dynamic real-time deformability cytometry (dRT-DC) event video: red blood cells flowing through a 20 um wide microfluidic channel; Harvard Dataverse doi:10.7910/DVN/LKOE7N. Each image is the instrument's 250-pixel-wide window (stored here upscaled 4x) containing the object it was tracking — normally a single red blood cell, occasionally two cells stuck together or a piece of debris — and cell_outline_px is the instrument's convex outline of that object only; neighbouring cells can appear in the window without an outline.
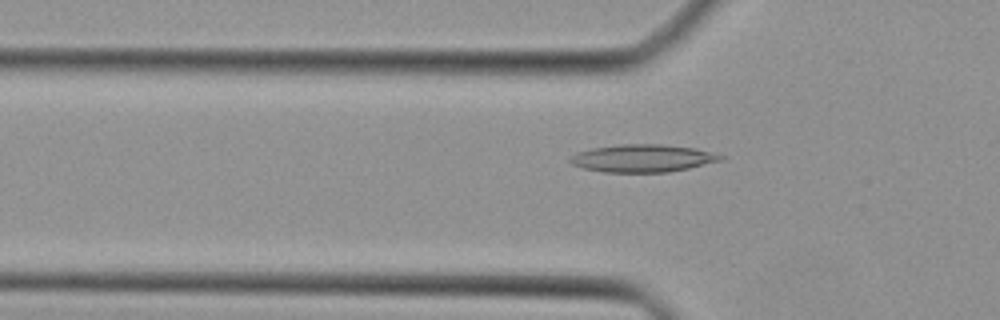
{"species": "Egyptian fruit bat (a non-hibernating species)", "species_latin": "Rousettus aegyptiacus", "temperature_condition": "cold", "stored_images_in_passage": 33, "camera_frame_rate_fps": 3000, "um_per_image_px": 0.085, "animal": {"sex": "female"}, "frame": {"image": 1, "passage_image": 7, "time_ms": 2.0, "image_size_px": [1000, 320], "cell_outline_px": [[728, 156], [720, 160], [688, 168], [668, 172], [604, 172], [584, 168], [572, 164], [568, 160], [576, 152], [592, 148], [620, 144], [660, 144], [696, 148]], "centroid_in_image_um": [54.63, 13.44], "position_along_channel_um": 71.2, "area_um2": 24.16}}
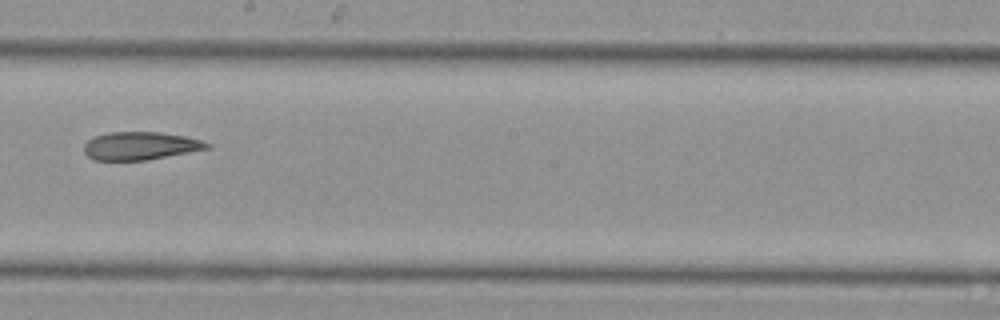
{"frame": {"image": 2, "passage_image": 18, "time_ms": 5.667, "image_size_px": [1000, 320], "cell_outline_px": [[212, 148], [144, 160], [96, 160], [88, 156], [84, 152], [84, 144], [88, 140], [96, 136], [108, 132], [160, 132], [184, 136], [200, 140], [212, 144]], "centroid_in_image_um": [11.94, 12.39], "position_along_channel_um": 236.3, "area_um2": 19.94}}
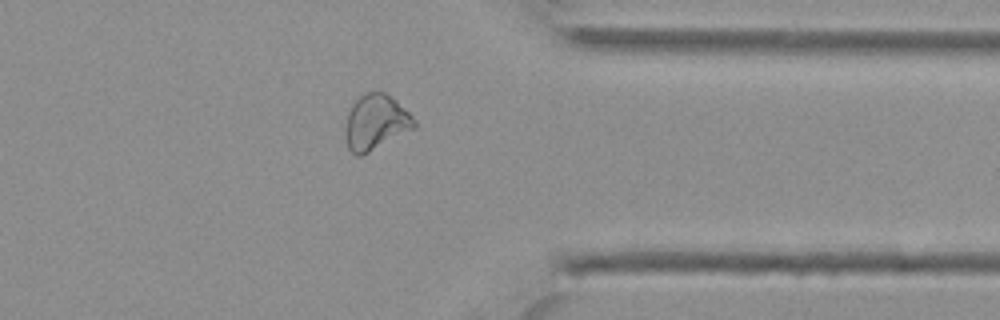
{"frame": {"image": 3, "passage_image": 28, "time_ms": 9.0, "image_size_px": [1000, 320], "cell_outline_px": [[416, 128], [360, 156], [356, 156], [348, 148], [344, 136], [344, 132], [348, 112], [352, 104], [364, 92], [384, 92], [396, 100], [416, 120]], "centroid_in_image_um": [31.92, 10.4], "position_along_channel_um": 379.5, "area_um2": 22.2}}